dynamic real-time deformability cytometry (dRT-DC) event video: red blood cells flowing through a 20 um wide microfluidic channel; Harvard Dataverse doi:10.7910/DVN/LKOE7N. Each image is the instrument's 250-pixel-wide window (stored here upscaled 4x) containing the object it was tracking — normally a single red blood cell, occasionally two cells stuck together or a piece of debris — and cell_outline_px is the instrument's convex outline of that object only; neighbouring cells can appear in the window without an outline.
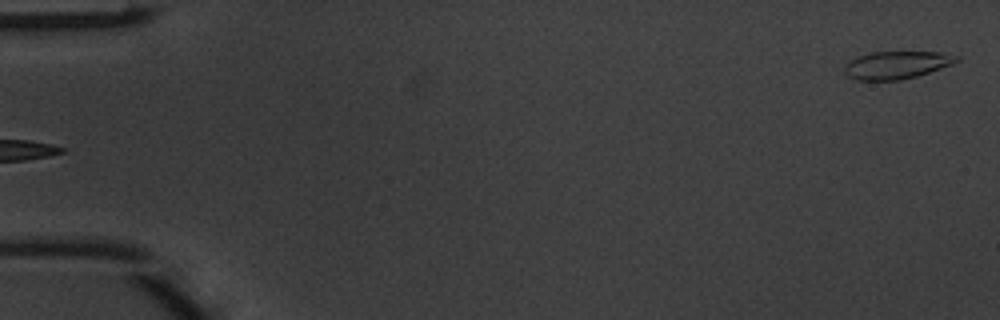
{"species": "common noctule bat (a hibernating species)", "species_latin": "Nyctalus noctula", "temperature_condition": "warm", "stored_images_in_passage": 46, "camera_frame_rate_fps": 3000, "um_per_image_px": 0.085, "animal": {"sex": "male", "body_mass_g": 20.1, "forearm_length_mm": 53.5}, "frame": {"image": 1, "passage_image": 1, "time_ms": 0.0, "image_size_px": [1000, 320], "cell_outline_px": [[960, 60], [952, 64], [916, 76], [900, 80], [856, 80], [848, 76], [844, 72], [844, 64], [848, 60], [856, 56], [872, 52], [940, 52], [960, 56]], "centroid_in_image_um": [76.17, 5.51], "position_along_channel_um": 8.8, "area_um2": 18.15}}
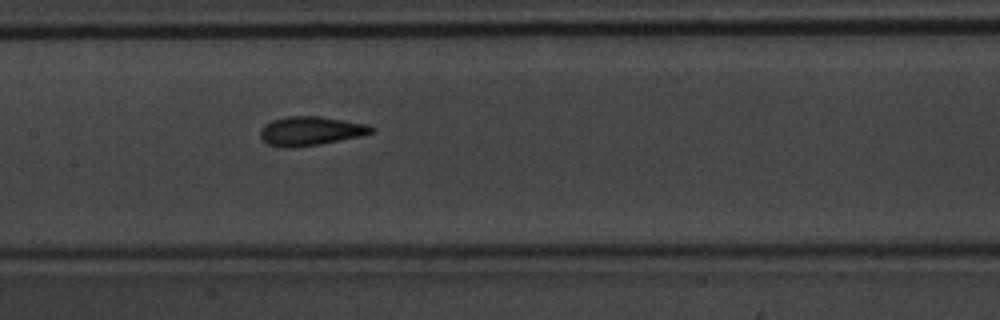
{"frame": {"image": 2, "passage_image": 24, "time_ms": 7.667, "image_size_px": [1000, 320], "cell_outline_px": [[376, 128], [372, 132], [360, 136], [320, 144], [292, 148], [284, 148], [268, 144], [260, 136], [260, 128], [264, 124], [272, 120], [288, 116], [320, 116], [368, 124]], "centroid_in_image_um": [26.38, 11.13], "position_along_channel_um": 181.0, "area_um2": 18.84}}
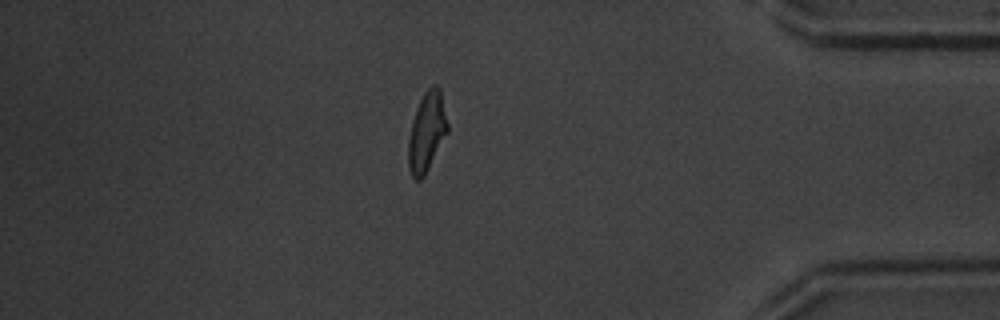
{"frame": {"image": 3, "passage_image": 42, "time_ms": 13.667, "image_size_px": [1000, 320], "cell_outline_px": [[448, 132], [424, 176], [420, 180], [416, 180], [412, 176], [408, 168], [408, 136], [412, 120], [416, 108], [424, 92], [432, 84], [436, 84], [440, 88], [448, 124]], "centroid_in_image_um": [36.27, 11.2], "position_along_channel_um": 398.9, "area_um2": 18.26}}